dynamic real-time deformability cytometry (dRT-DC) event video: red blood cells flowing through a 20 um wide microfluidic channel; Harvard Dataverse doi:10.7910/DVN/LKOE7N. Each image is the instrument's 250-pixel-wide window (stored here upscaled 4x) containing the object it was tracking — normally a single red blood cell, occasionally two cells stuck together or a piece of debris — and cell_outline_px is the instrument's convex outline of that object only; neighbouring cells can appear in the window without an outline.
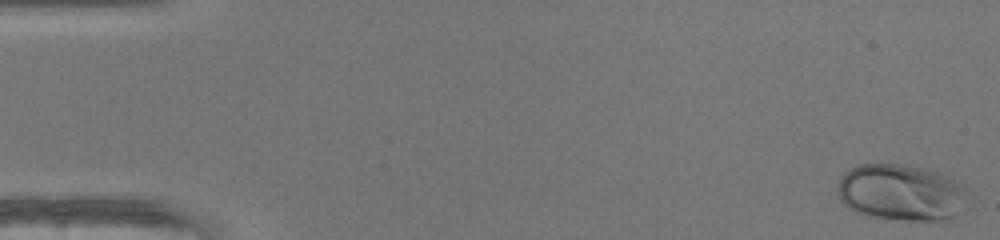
{"species": "human", "species_latin": "Homo sapiens", "temperature_condition": "warm", "stored_images_in_passage": 49, "camera_frame_rate_fps": 3000, "um_per_image_px": 0.085, "donor": {"sex": "female"}, "frame": {"image": 1, "passage_image": 1, "time_ms": 0.0, "image_size_px": [1000, 240], "cell_outline_px": [[968, 208], [944, 224], [864, 216], [848, 208], [840, 200], [836, 192], [836, 188], [840, 176], [844, 172], [860, 164], [900, 164], [924, 168], [940, 172], [948, 176], [960, 184], [964, 188], [968, 196]], "centroid_in_image_um": [76.65, 16.42], "position_along_channel_um": 8.3, "area_um2": 44.45}}
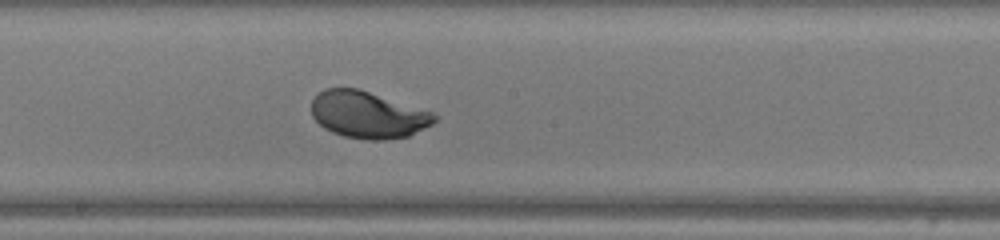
{"frame": {"image": 2, "passage_image": 27, "time_ms": 8.667, "image_size_px": [1000, 240], "cell_outline_px": [[440, 116], [432, 124], [408, 136], [384, 140], [368, 140], [344, 136], [332, 132], [324, 128], [312, 116], [312, 100], [324, 88], [360, 88], [436, 112]], "centroid_in_image_um": [31.32, 9.74], "position_along_channel_um": 216.9, "area_um2": 33.99}}
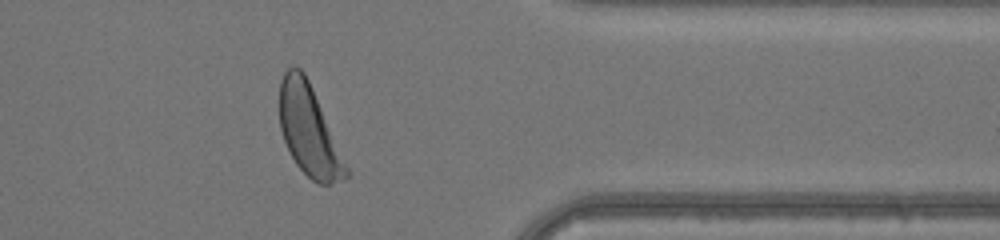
{"frame": {"image": 3, "passage_image": 40, "time_ms": 13.0, "image_size_px": [1000, 240], "cell_outline_px": [[352, 172], [348, 176], [328, 184], [316, 184], [296, 164], [284, 140], [280, 128], [280, 80], [284, 72], [292, 64], [296, 64], [304, 72], [308, 80]], "centroid_in_image_um": [26.28, 11.09], "position_along_channel_um": 385.1, "area_um2": 35.03}, "authors_computed_cell_mechanics": {"area_um2": 35.4314, "velocity_mm_per_s": 4.2235, "shape_relaxation_time_tau1_ms": 2.302, "shape_relaxation_time_tau2_ms": null, "deformation_change_tau1": 0.1654, "deformation_change_tau2": null}}